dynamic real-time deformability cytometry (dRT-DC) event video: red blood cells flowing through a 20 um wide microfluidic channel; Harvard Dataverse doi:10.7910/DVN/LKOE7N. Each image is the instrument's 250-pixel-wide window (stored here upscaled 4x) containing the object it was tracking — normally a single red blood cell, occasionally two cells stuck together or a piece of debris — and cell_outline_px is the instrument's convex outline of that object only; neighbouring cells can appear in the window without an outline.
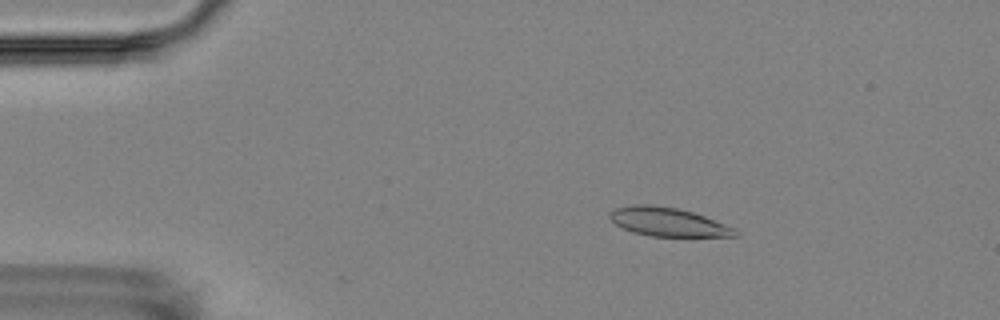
{"species": "Egyptian fruit bat (a non-hibernating species)", "species_latin": "Rousettus aegyptiacus", "temperature_condition": "room temperature", "stored_images_in_passage": 5, "camera_frame_rate_fps": 3000, "um_per_image_px": 0.085, "animal": {"sex": "female"}, "frame": {"image": 1, "passage_image": 3, "time_ms": 2.0, "image_size_px": [1000, 320], "cell_outline_px": [[740, 236], [652, 236], [632, 232], [616, 224], [608, 216], [608, 212], [616, 208], [632, 204], [652, 204], [676, 208], [692, 212], [704, 216], [736, 228], [740, 232]], "centroid_in_image_um": [56.79, 18.86], "position_along_channel_um": 28.2, "area_um2": 20.98}}